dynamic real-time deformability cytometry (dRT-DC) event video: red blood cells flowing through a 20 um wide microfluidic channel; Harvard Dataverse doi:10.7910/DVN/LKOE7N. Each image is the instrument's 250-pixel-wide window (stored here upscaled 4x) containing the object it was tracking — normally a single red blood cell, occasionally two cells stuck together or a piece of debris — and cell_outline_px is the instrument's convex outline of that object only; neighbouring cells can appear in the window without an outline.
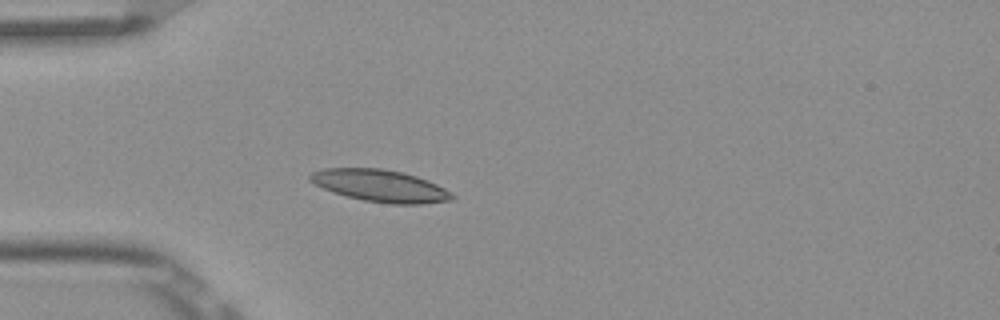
{"species": "Egyptian fruit bat (a non-hibernating species)", "species_latin": "Rousettus aegyptiacus", "temperature_condition": "room temperature", "stored_images_in_passage": 3, "camera_frame_rate_fps": 3000, "um_per_image_px": 0.085, "frame": {"image": 1, "passage_image": 3, "time_ms": 0.667, "image_size_px": [1000, 320], "cell_outline_px": [[456, 196], [452, 200], [420, 204], [392, 204], [364, 200], [332, 192], [308, 180], [308, 176], [312, 172], [324, 168], [380, 168], [400, 172], [416, 176], [436, 184], [444, 188]], "centroid_in_image_um": [32.31, 15.79], "position_along_channel_um": 52.7, "area_um2": 26.3}}